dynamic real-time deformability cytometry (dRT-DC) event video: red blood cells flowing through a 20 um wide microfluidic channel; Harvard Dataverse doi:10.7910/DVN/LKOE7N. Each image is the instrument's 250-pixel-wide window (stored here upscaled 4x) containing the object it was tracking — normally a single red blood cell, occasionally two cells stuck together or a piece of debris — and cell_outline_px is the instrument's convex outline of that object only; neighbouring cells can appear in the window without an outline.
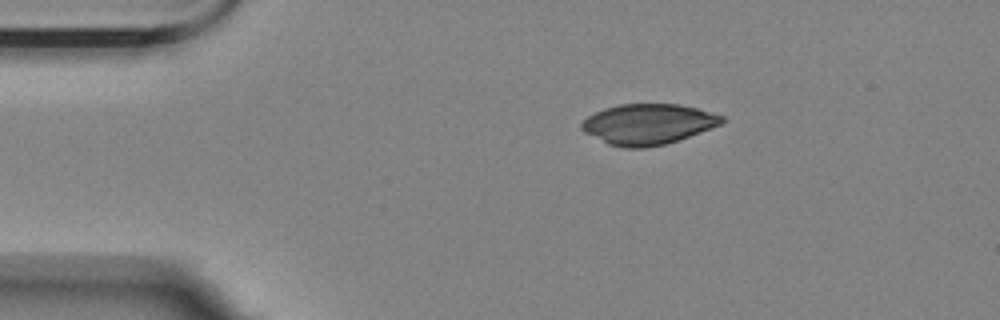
{"species": "Egyptian fruit bat (a non-hibernating species)", "species_latin": "Rousettus aegyptiacus", "temperature_condition": "room temperature", "stored_images_in_passage": 3, "segment_of_instrument_passage": [1, 2], "camera_frame_rate_fps": 3000, "um_per_image_px": 0.085, "animal": {"sex": "female"}, "frame": {"image": 1, "passage_image": 1, "time_ms": 0.0, "image_size_px": [1000, 320], "cell_outline_px": [[724, 120], [720, 124], [688, 136], [664, 144], [644, 148], [624, 148], [608, 144], [584, 132], [580, 128], [580, 124], [588, 116], [604, 108], [620, 104], [680, 104], [696, 108], [724, 116]], "centroid_in_image_um": [55.04, 10.55], "position_along_channel_um": 30.0, "area_um2": 32.77}}